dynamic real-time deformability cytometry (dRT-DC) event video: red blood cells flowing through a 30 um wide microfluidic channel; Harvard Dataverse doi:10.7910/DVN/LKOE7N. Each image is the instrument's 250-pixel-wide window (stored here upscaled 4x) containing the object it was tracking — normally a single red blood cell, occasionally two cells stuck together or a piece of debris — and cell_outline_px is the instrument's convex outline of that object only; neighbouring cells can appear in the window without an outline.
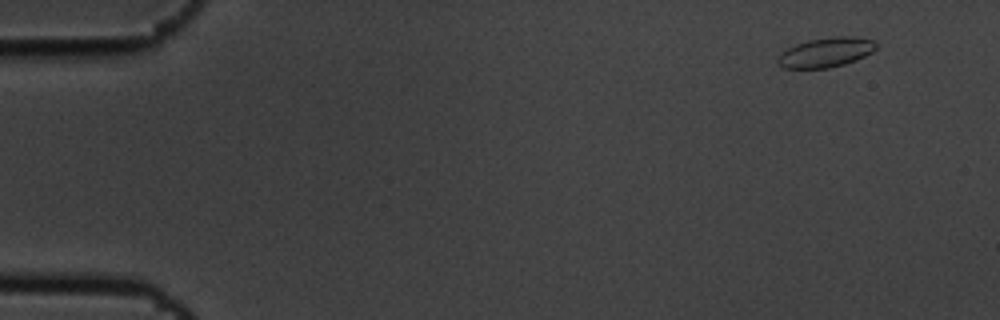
{"species": "common noctule bat (a hibernating species)", "species_latin": "Nyctalus noctula", "temperature_condition": "cold", "stored_images_in_passage": 7, "camera_frame_rate_fps": 3000, "um_per_image_px": 0.085, "animal": {"sex": "male", "body_mass_g": 19.5, "forearm_length_mm": 54.6}, "frame": {"image": 1, "passage_image": 1, "time_ms": 0.0, "image_size_px": [1000, 320], "cell_outline_px": [[876, 48], [872, 52], [856, 60], [844, 64], [828, 68], [784, 68], [776, 64], [776, 60], [780, 52], [796, 44], [808, 40], [836, 36], [852, 36], [872, 40], [876, 44]], "centroid_in_image_um": [70.16, 4.46], "position_along_channel_um": 14.8, "area_um2": 16.99}}
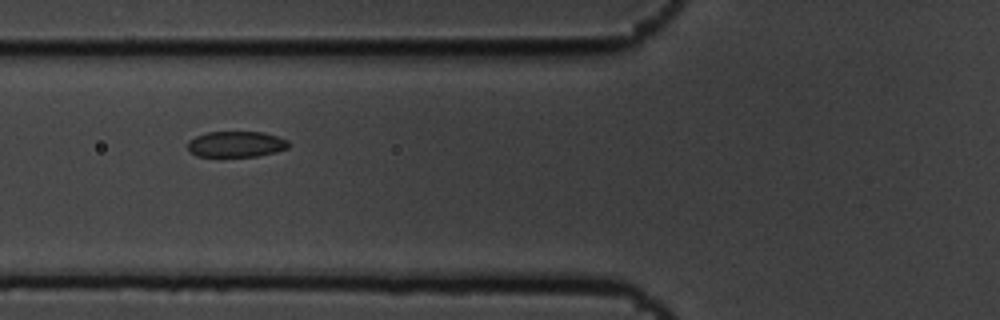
{"frame": {"image": 2, "passage_image": 6, "time_ms": 1.667, "image_size_px": [1000, 320], "cell_outline_px": [[288, 148], [276, 152], [256, 156], [196, 156], [188, 152], [188, 140], [196, 136], [208, 132], [264, 132], [288, 140]], "centroid_in_image_um": [20.04, 12.25], "position_along_channel_um": 105.8, "area_um2": 15.2}}
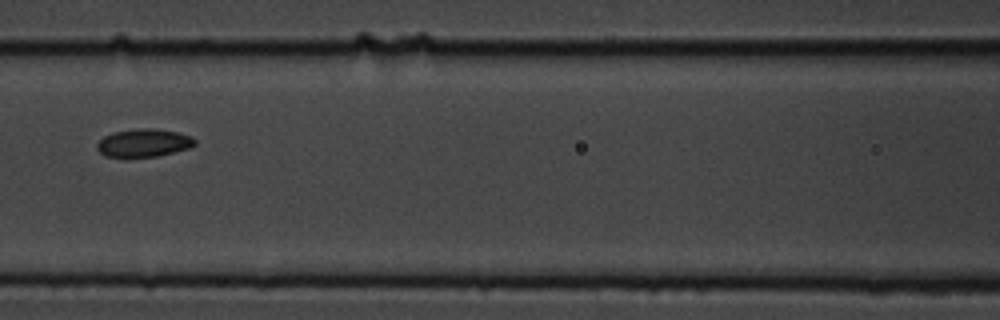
{"frame": {"image": 3, "passage_image": 7, "time_ms": 2.0, "image_size_px": [1000, 320], "cell_outline_px": [[196, 144], [188, 148], [156, 156], [104, 156], [96, 148], [96, 144], [104, 136], [112, 132], [136, 128], [156, 128], [176, 132], [192, 136], [196, 140]], "centroid_in_image_um": [12.21, 12.12], "position_along_channel_um": 154.4, "area_um2": 15.84}}